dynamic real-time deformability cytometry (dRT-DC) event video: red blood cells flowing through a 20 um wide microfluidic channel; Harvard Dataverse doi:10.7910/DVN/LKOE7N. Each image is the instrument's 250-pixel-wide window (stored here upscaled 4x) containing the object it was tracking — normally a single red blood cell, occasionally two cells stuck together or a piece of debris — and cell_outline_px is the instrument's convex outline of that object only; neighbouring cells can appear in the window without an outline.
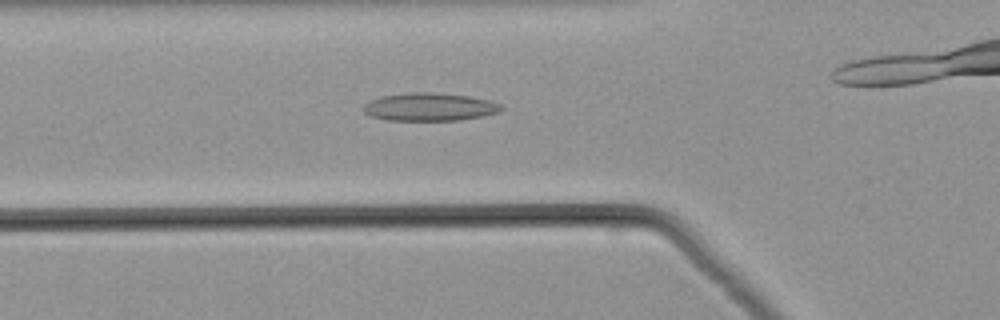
{"species": "common noctule bat (a hibernating species)", "species_latin": "Nyctalus noctula", "temperature_condition": "warm", "stored_images_in_passage": 40, "camera_frame_rate_fps": 3000, "um_per_image_px": 0.085, "animal": {"sex": "male", "body_mass_g": 21.5, "forearm_length_mm": 52.0}, "frame": {"image": 1, "passage_image": 18, "time_ms": 5.667, "image_size_px": [1000, 320], "cell_outline_px": [[504, 108], [500, 112], [484, 116], [460, 120], [388, 120], [372, 116], [364, 112], [364, 104], [380, 96], [412, 92], [428, 92], [468, 96], [488, 100], [504, 104]], "centroid_in_image_um": [36.57, 9.09], "position_along_channel_um": 89.2, "area_um2": 22.43}}
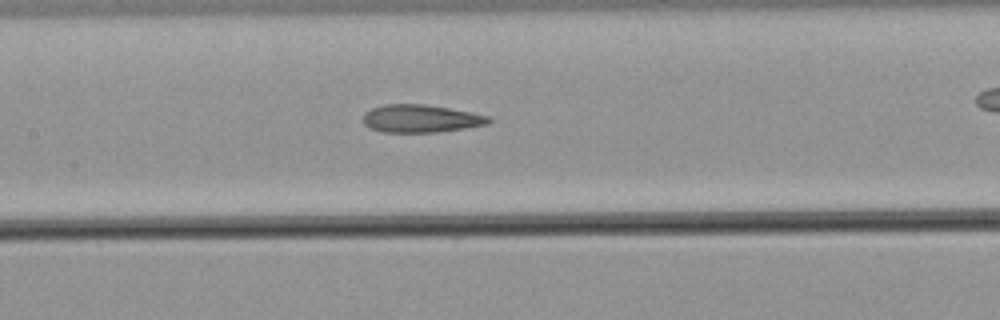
{"frame": {"image": 2, "passage_image": 24, "time_ms": 7.667, "image_size_px": [1000, 320], "cell_outline_px": [[492, 120], [488, 124], [464, 128], [436, 132], [384, 132], [368, 128], [364, 124], [364, 112], [372, 108], [384, 104], [424, 104], [448, 108], [488, 116]], "centroid_in_image_um": [35.72, 10.08], "position_along_channel_um": 171.7, "area_um2": 20.17}}
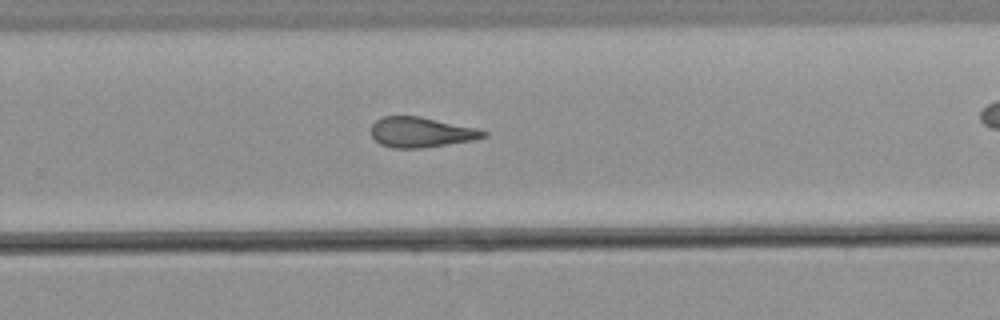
{"frame": {"image": 3, "passage_image": 33, "time_ms": 10.667, "image_size_px": [1000, 320], "cell_outline_px": [[488, 136], [472, 140], [448, 144], [420, 148], [392, 148], [380, 144], [368, 132], [372, 124], [380, 116], [420, 116], [476, 128], [488, 132]], "centroid_in_image_um": [35.74, 11.23], "position_along_channel_um": 294.1, "area_um2": 19.88}}